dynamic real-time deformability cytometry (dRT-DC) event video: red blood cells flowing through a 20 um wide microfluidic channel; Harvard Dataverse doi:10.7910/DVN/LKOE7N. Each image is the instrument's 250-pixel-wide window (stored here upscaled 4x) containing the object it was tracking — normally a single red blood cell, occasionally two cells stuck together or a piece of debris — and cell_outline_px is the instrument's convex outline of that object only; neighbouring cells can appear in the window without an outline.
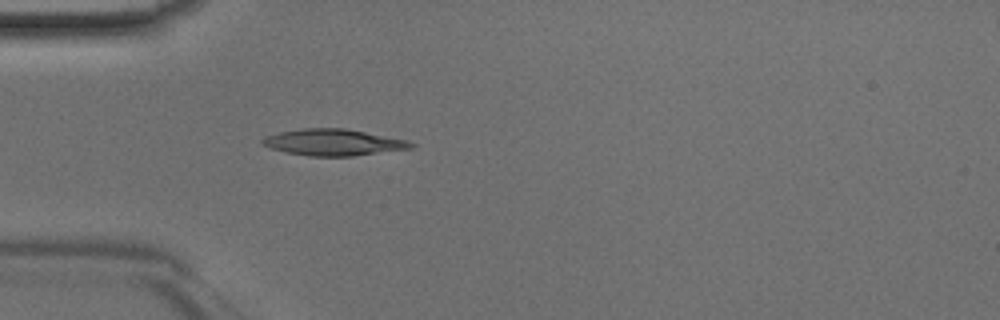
{"species": "Egyptian fruit bat (a non-hibernating species)", "species_latin": "Rousettus aegyptiacus", "temperature_condition": "room temperature", "stored_images_in_passage": 30, "camera_frame_rate_fps": 3000, "um_per_image_px": 0.085, "animal": {"sex": "male"}, "frame": {"image": 1, "passage_image": 1, "time_ms": 0.0, "image_size_px": [1000, 320], "cell_outline_px": [[416, 144], [412, 148], [352, 156], [308, 156], [288, 152], [272, 148], [260, 144], [260, 140], [264, 136], [280, 132], [304, 128], [344, 128], [408, 140]], "centroid_in_image_um": [28.32, 12.1], "position_along_channel_um": 56.7, "area_um2": 22.77}}
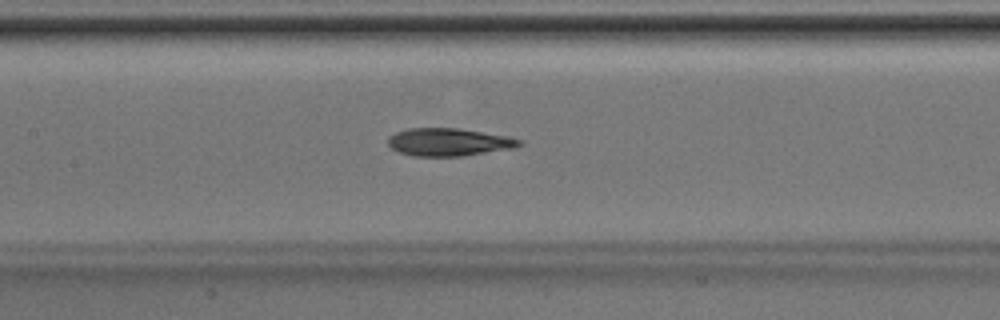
{"frame": {"image": 2, "passage_image": 9, "time_ms": 2.667, "image_size_px": [1000, 320], "cell_outline_px": [[524, 144], [516, 148], [460, 156], [412, 156], [400, 152], [392, 148], [388, 144], [388, 136], [396, 132], [408, 128], [456, 128], [508, 136], [524, 140]], "centroid_in_image_um": [38.18, 12.08], "position_along_channel_um": 169.2, "area_um2": 21.33}}
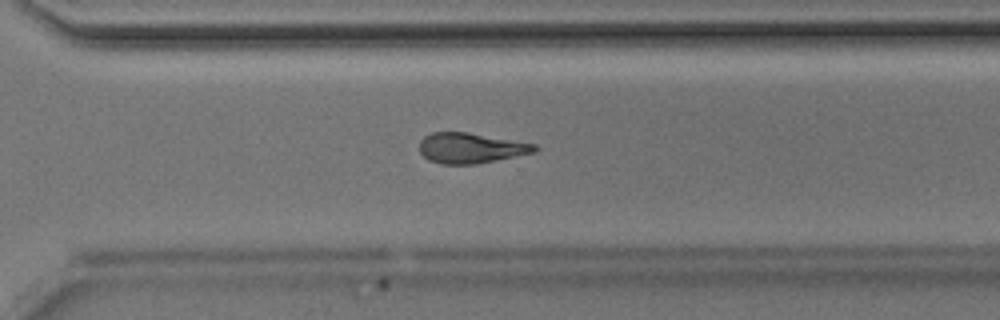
{"frame": {"image": 3, "passage_image": 20, "time_ms": 6.333, "image_size_px": [1000, 320], "cell_outline_px": [[540, 148], [536, 152], [476, 164], [440, 164], [428, 160], [420, 152], [420, 140], [424, 136], [432, 132], [468, 132], [536, 144]], "centroid_in_image_um": [40.02, 12.58], "position_along_channel_um": 330.6, "area_um2": 20.46}}